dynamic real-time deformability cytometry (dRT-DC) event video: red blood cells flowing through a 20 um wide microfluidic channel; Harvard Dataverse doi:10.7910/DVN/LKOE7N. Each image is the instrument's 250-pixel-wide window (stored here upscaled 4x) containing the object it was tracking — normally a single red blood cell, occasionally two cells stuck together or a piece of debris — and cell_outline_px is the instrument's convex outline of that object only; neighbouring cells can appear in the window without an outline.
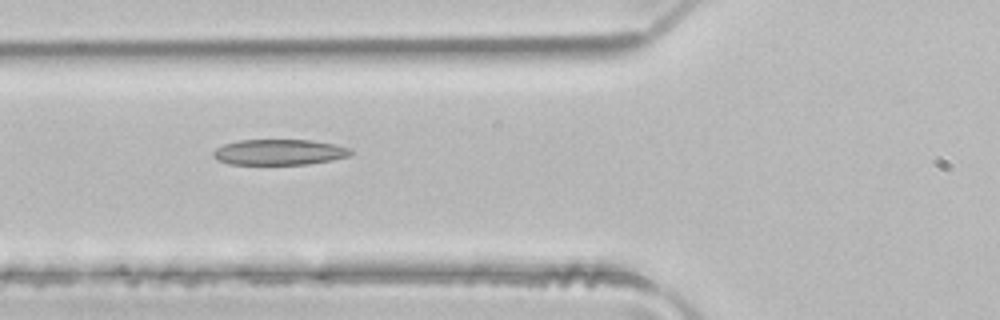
{"species": "common noctule bat (a hibernating species)", "species_latin": "Nyctalus noctula", "temperature_condition": "room temperature", "stored_images_in_passage": 2, "camera_frame_rate_fps": 3000, "um_per_image_px": 0.085, "animal": {"sex": "male", "body_mass_g": 21.5, "forearm_length_mm": 52.0}, "frame": {"image": 1, "passage_image": 2, "time_ms": 0.333, "image_size_px": [1000, 320], "cell_outline_px": [[352, 152], [348, 156], [332, 160], [308, 164], [228, 164], [216, 160], [212, 156], [212, 152], [216, 148], [224, 144], [240, 140], [312, 140], [352, 148]], "centroid_in_image_um": [23.7, 12.93], "position_along_channel_um": 102.1, "area_um2": 20.58}}